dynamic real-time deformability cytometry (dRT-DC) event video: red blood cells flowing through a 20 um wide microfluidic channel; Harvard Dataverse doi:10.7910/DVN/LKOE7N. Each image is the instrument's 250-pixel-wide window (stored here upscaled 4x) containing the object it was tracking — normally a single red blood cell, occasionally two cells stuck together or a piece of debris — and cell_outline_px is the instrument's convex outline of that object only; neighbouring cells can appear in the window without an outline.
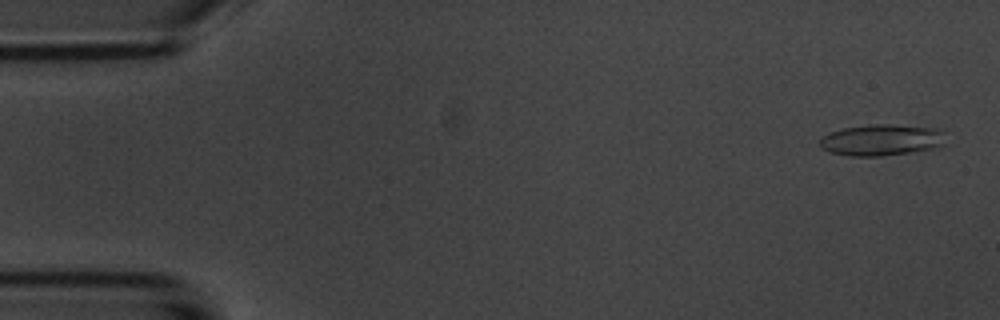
{"species": "common noctule bat (a hibernating species)", "species_latin": "Nyctalus noctula", "temperature_condition": "room temperature", "stored_images_in_passage": 15, "camera_frame_rate_fps": 3000, "um_per_image_px": 0.085, "animal": {"sex": "male", "body_mass_g": 20.1, "forearm_length_mm": 53.5}, "frame": {"image": 1, "passage_image": 1, "time_ms": 0.0, "image_size_px": [1000, 320], "cell_outline_px": [[944, 144], [936, 148], [880, 156], [848, 156], [828, 152], [820, 148], [820, 136], [828, 132], [844, 128], [868, 124], [888, 124], [936, 128], [944, 132]], "centroid_in_image_um": [74.87, 11.89], "position_along_channel_um": 10.1, "area_um2": 23.18}}
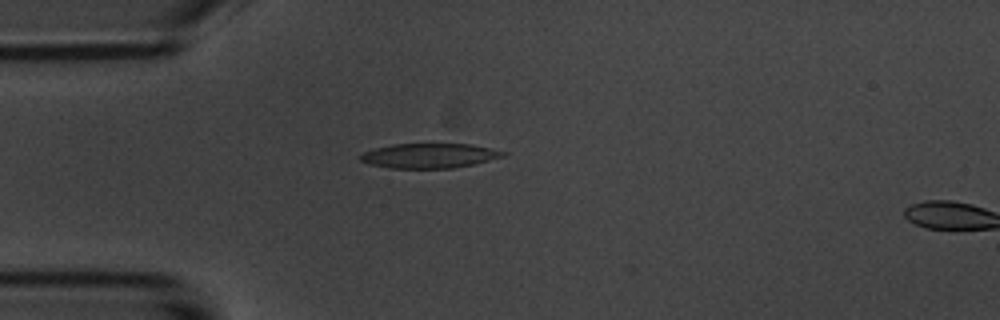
{"frame": {"image": 2, "passage_image": 13, "time_ms": 4.0, "image_size_px": [1000, 320], "cell_outline_px": [[508, 152], [504, 156], [472, 164], [452, 168], [388, 168], [372, 164], [360, 160], [360, 156], [364, 152], [376, 148], [392, 144], [472, 144]], "centroid_in_image_um": [36.5, 13.23], "position_along_channel_um": 48.5, "area_um2": 20.29}}